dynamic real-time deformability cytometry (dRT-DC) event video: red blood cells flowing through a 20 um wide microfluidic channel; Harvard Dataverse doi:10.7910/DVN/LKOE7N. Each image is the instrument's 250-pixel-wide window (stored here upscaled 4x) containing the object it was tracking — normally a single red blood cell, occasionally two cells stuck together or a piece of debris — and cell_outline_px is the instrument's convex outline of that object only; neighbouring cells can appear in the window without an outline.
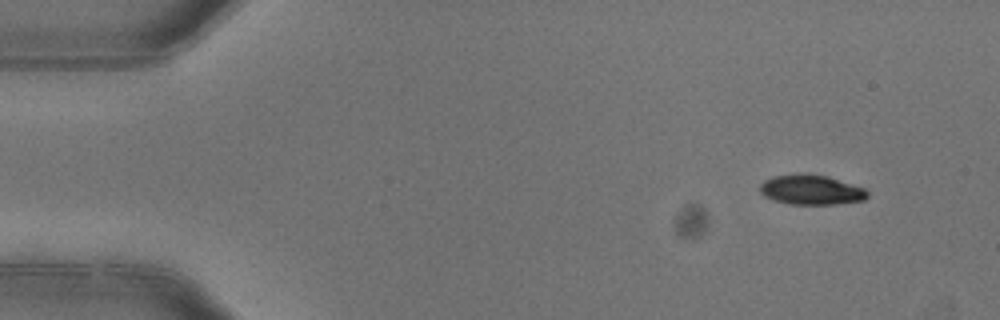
{"species": "common noctule bat (a hibernating species)", "species_latin": "Nyctalus noctula", "temperature_condition": "warm", "stored_images_in_passage": 3, "camera_frame_rate_fps": 3000, "um_per_image_px": 0.085, "animal": {"sex": "female"}, "frame": {"image": 1, "passage_image": 1, "time_ms": 0.0, "image_size_px": [1000, 320], "cell_outline_px": [[868, 196], [864, 200], [836, 204], [788, 204], [764, 196], [760, 192], [760, 184], [764, 180], [776, 176], [828, 176], [864, 188], [868, 192]], "centroid_in_image_um": [68.98, 16.17], "position_along_channel_um": 16.0, "area_um2": 17.98}}